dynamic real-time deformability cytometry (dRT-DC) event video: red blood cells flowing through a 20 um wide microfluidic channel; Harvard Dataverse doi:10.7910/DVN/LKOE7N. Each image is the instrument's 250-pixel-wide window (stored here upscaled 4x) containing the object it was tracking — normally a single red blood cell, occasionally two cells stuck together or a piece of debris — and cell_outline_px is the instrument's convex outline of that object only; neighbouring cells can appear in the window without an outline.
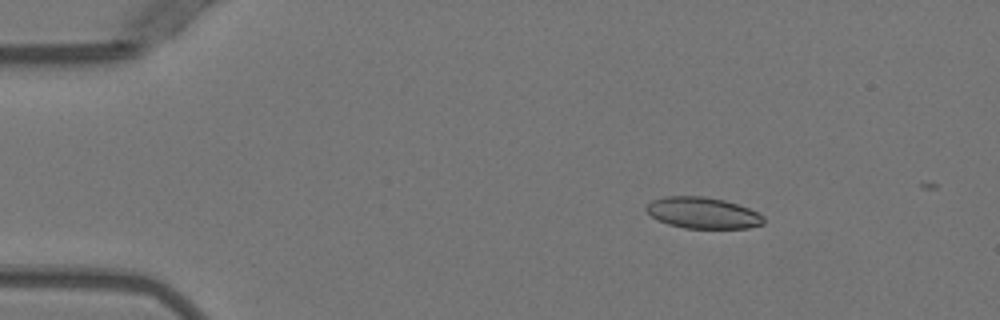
{"species": "Egyptian fruit bat (a non-hibernating species)", "species_latin": "Rousettus aegyptiacus", "temperature_condition": "warm", "stored_images_in_passage": 14, "camera_frame_rate_fps": 3000, "um_per_image_px": 0.085, "animal": {"sex": "female"}, "frame": {"image": 1, "passage_image": 8, "time_ms": 2.333, "image_size_px": [1000, 320], "cell_outline_px": [[764, 224], [748, 228], [684, 228], [668, 224], [656, 220], [644, 208], [652, 200], [664, 196], [704, 196], [724, 200], [748, 208], [764, 216]], "centroid_in_image_um": [59.72, 18.1], "position_along_channel_um": 25.3, "area_um2": 21.39}}